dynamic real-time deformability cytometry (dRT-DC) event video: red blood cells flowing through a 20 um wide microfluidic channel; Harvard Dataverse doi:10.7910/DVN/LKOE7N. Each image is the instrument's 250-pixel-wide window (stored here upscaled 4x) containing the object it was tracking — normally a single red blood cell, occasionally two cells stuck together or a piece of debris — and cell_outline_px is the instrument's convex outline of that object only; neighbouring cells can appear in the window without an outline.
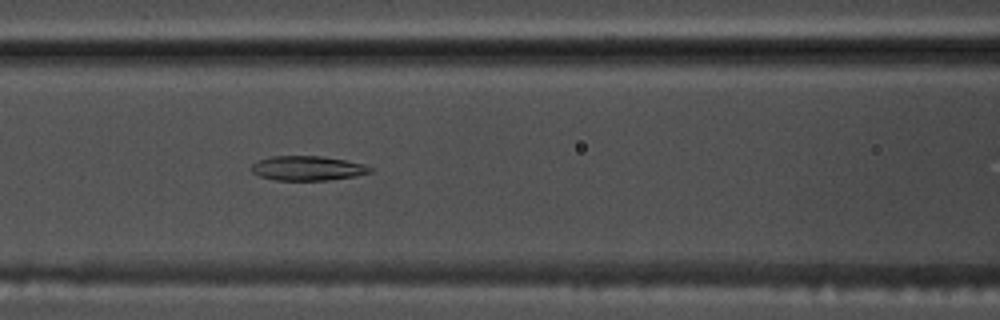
{"species": "common noctule bat (a hibernating species)", "species_latin": "Nyctalus noctula", "temperature_condition": "warm", "stored_images_in_passage": 55, "camera_frame_rate_fps": 3000, "um_per_image_px": 0.085, "animal": {"sex": "male", "body_mass_g": 17.5, "forearm_length_mm": 52.3}, "frame": {"image": 1, "passage_image": 24, "time_ms": 7.667, "image_size_px": [1000, 320], "cell_outline_px": [[372, 172], [356, 176], [328, 180], [276, 180], [260, 176], [252, 172], [252, 164], [260, 160], [272, 156], [324, 156], [364, 164], [372, 168]], "centroid_in_image_um": [26.17, 14.3], "position_along_channel_um": 140.4, "area_um2": 16.88}}
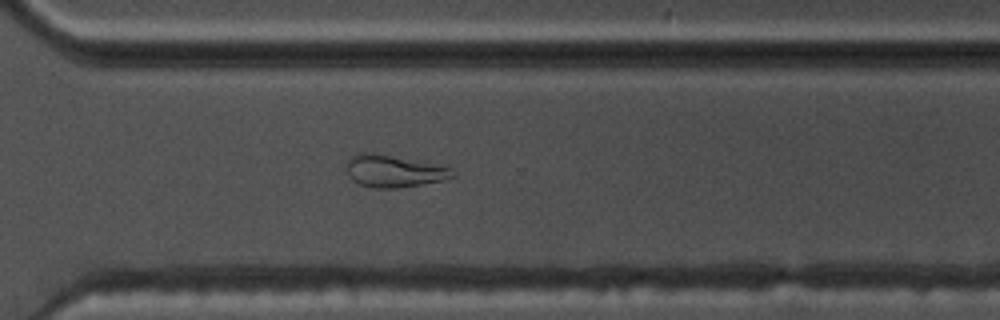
{"frame": {"image": 2, "passage_image": 40, "time_ms": 13.0, "image_size_px": [1000, 320], "cell_outline_px": [[456, 176], [444, 180], [396, 188], [372, 188], [360, 184], [352, 180], [348, 176], [348, 160], [352, 156], [360, 152], [372, 152], [436, 164], [452, 168], [456, 172]], "centroid_in_image_um": [33.5, 14.54], "position_along_channel_um": 337.1, "area_um2": 19.83}}
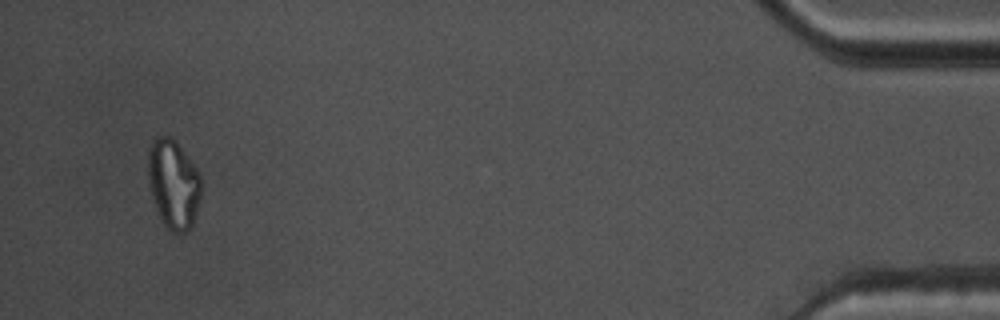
{"frame": {"image": 3, "passage_image": 53, "time_ms": 17.333, "image_size_px": [1000, 320], "cell_outline_px": [[200, 196], [192, 224], [184, 232], [172, 232], [164, 224], [152, 200], [148, 180], [148, 148], [152, 140], [156, 136], [168, 136], [176, 140], [188, 156], [196, 168], [200, 176]], "centroid_in_image_um": [14.71, 15.58], "position_along_channel_um": 420.5, "area_um2": 27.4}, "authors_computed_cell_mechanics": {"area_um2": 20.4034, "velocity_mm_per_s": 3.6949, "shape_relaxation_time_tau1_ms": null, "shape_relaxation_time_tau2_ms": 5.0409, "deformation_change_tau1": null, "deformation_change_tau2": 0.1162}}